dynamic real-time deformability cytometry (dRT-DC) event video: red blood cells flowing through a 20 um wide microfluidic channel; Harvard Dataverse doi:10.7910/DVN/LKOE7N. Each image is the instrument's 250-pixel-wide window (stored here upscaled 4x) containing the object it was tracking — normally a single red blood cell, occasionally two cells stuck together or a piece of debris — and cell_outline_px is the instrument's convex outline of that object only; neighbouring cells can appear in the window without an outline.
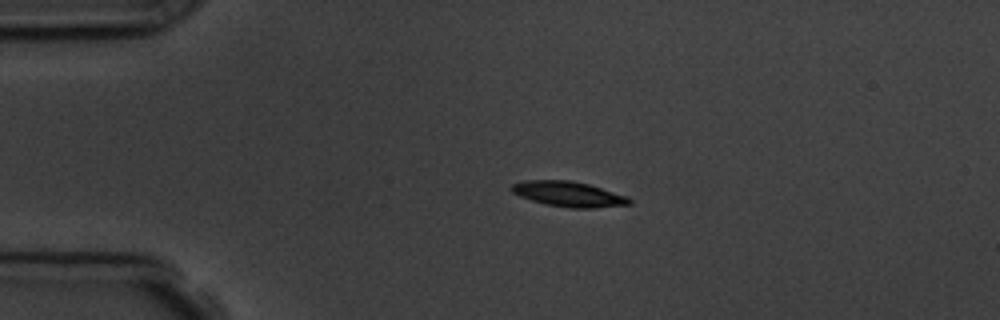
{"species": "common noctule bat (a hibernating species)", "species_latin": "Nyctalus noctula", "temperature_condition": "room temperature", "stored_images_in_passage": 3, "camera_frame_rate_fps": 3000, "um_per_image_px": 0.085, "animal": {"sex": "male", "body_mass_g": 19.5, "forearm_length_mm": 54.6}, "frame": {"image": 1, "passage_image": 1, "time_ms": 0.0, "image_size_px": [1000, 320], "cell_outline_px": [[632, 204], [596, 208], [572, 208], [548, 204], [532, 200], [520, 196], [512, 192], [512, 184], [524, 180], [568, 180], [588, 184], [628, 196], [632, 200]], "centroid_in_image_um": [48.37, 16.49], "position_along_channel_um": 36.6, "area_um2": 17.17}}
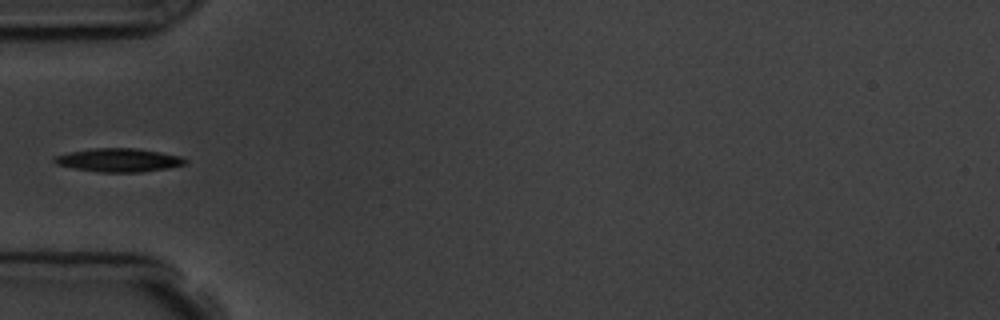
{"frame": {"image": 2, "passage_image": 2, "time_ms": 2.0, "image_size_px": [1000, 320], "cell_outline_px": [[188, 164], [168, 168], [140, 172], [96, 172], [72, 168], [56, 164], [52, 160], [56, 156], [68, 152], [92, 148], [136, 148], [160, 152], [180, 156], [188, 160]], "centroid_in_image_um": [10.1, 13.61], "position_along_channel_um": 74.9, "area_um2": 18.03}}